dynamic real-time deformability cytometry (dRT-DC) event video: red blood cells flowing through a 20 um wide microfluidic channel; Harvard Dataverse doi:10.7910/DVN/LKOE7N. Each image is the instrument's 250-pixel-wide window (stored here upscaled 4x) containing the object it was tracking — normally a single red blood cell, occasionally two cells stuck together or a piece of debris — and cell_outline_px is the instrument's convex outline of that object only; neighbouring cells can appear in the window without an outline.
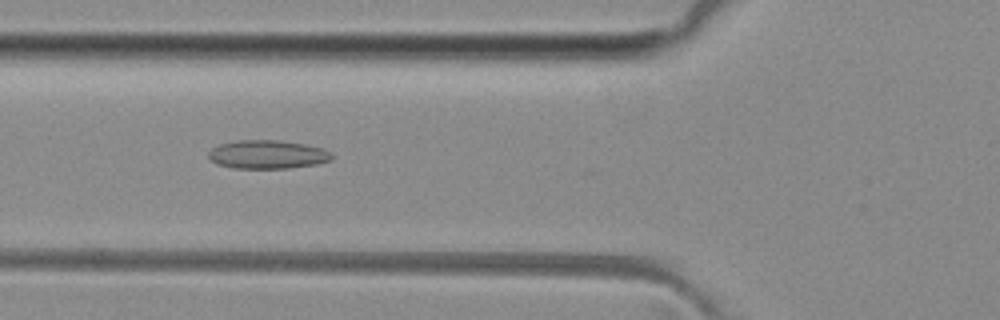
{"species": "common noctule bat (a hibernating species)", "species_latin": "Nyctalus noctula", "temperature_condition": "room temperature", "stored_images_in_passage": 36, "camera_frame_rate_fps": 3000, "um_per_image_px": 0.085, "animal": {"sex": "female", "body_mass_g": 29.2, "forearm_length_mm": 56.3}, "frame": {"image": 1, "passage_image": 11, "time_ms": 3.333, "image_size_px": [1000, 320], "cell_outline_px": [[332, 160], [316, 164], [288, 168], [232, 168], [216, 164], [208, 156], [208, 152], [212, 148], [220, 144], [236, 140], [280, 140], [304, 144], [324, 148], [332, 152]], "centroid_in_image_um": [22.75, 13.12], "position_along_channel_um": 103.1, "area_um2": 20.63}}
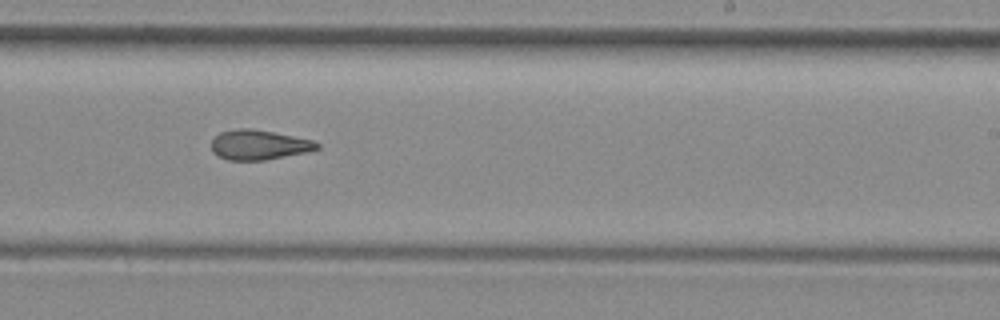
{"frame": {"image": 2, "passage_image": 23, "time_ms": 7.333, "image_size_px": [1000, 320], "cell_outline_px": [[320, 148], [308, 152], [264, 160], [228, 160], [212, 152], [212, 140], [220, 132], [236, 128], [252, 128], [316, 140], [320, 144]], "centroid_in_image_um": [22.05, 12.3], "position_along_channel_um": 267.0, "area_um2": 18.5}}
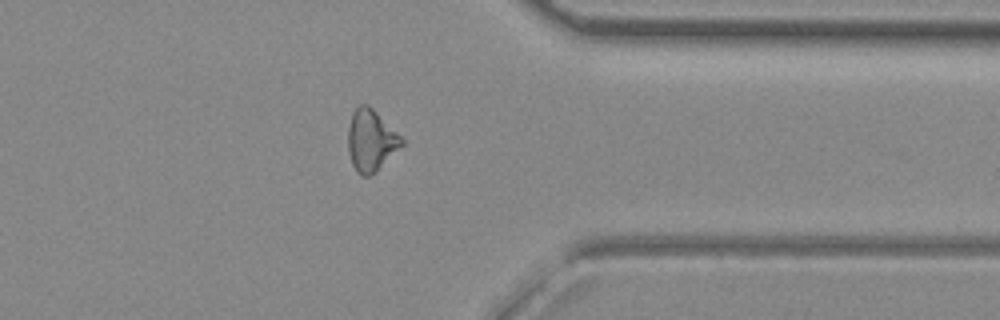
{"frame": {"image": 3, "passage_image": 32, "time_ms": 10.333, "image_size_px": [1000, 320], "cell_outline_px": [[404, 144], [376, 172], [368, 176], [360, 176], [356, 172], [352, 164], [348, 152], [348, 128], [352, 112], [360, 104], [368, 104], [404, 140]], "centroid_in_image_um": [31.51, 11.96], "position_along_channel_um": 379.9, "area_um2": 19.19}, "authors_computed_cell_mechanics": {"area_um2": 18.785, "velocity_mm_per_s": 4.0945, "shape_relaxation_time_tau1_ms": null, "shape_relaxation_time_tau2_ms": 5.2644, "deformation_change_tau1": null, "deformation_change_tau2": 0.1464}}